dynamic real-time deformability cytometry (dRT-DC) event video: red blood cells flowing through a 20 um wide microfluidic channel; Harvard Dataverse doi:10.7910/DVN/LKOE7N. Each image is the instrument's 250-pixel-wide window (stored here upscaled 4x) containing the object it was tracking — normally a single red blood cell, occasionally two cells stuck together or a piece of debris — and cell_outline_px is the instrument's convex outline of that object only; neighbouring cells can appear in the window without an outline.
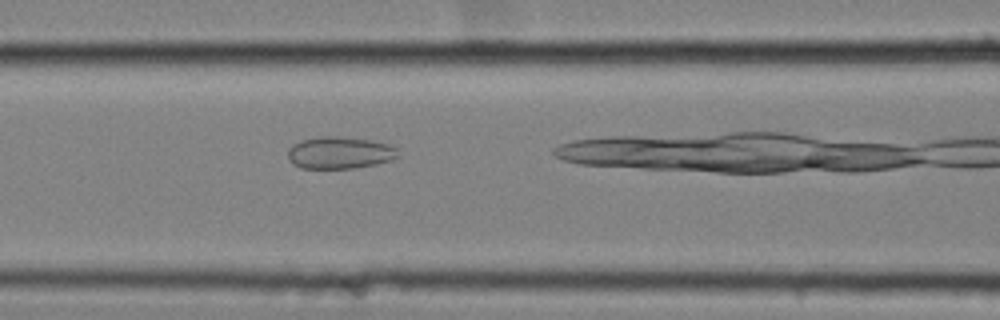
{"species": "common noctule bat (a hibernating species)", "species_latin": "Nyctalus noctula", "temperature_condition": "cold", "stored_images_in_passage": 27, "camera_frame_rate_fps": 3000, "um_per_image_px": 0.085, "animal": {"sex": "female", "body_mass_g": 25.1}, "frame": {"image": 1, "passage_image": 5, "time_ms": 1.333, "image_size_px": [1000, 320], "cell_outline_px": [[400, 156], [392, 160], [376, 164], [352, 168], [300, 168], [292, 164], [288, 160], [288, 148], [292, 144], [300, 140], [320, 136], [336, 136], [372, 140], [388, 144], [396, 148]], "centroid_in_image_um": [28.85, 12.98], "position_along_channel_um": 137.7, "area_um2": 20.81}}
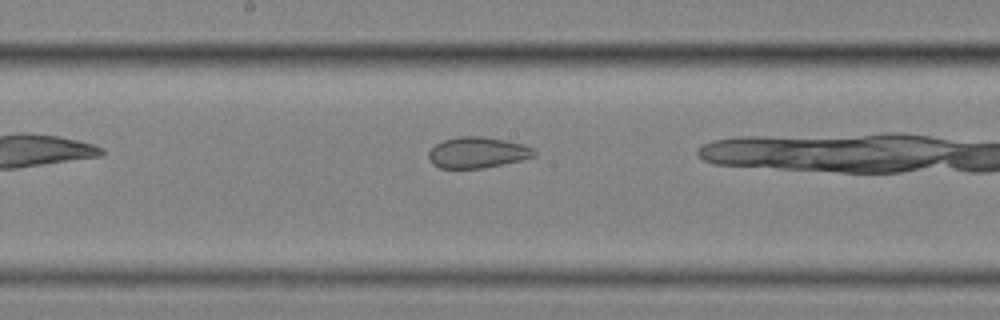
{"frame": {"image": 2, "passage_image": 11, "time_ms": 3.333, "image_size_px": [1000, 320], "cell_outline_px": [[536, 156], [520, 160], [484, 168], [440, 168], [432, 164], [428, 156], [428, 152], [436, 144], [444, 140], [460, 136], [480, 136], [508, 140], [524, 144], [532, 148], [536, 152]], "centroid_in_image_um": [40.59, 12.96], "position_along_channel_um": 207.6, "area_um2": 19.07}}
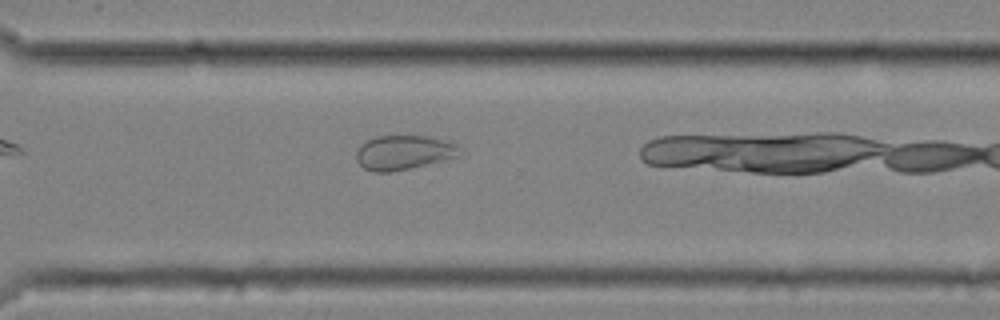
{"frame": {"image": 3, "passage_image": 22, "time_ms": 7.0, "image_size_px": [1000, 320], "cell_outline_px": [[464, 152], [460, 156], [408, 168], [388, 172], [376, 172], [364, 168], [356, 160], [356, 152], [360, 144], [376, 136], [428, 136], [452, 140], [460, 144]], "centroid_in_image_um": [34.4, 12.93], "position_along_channel_um": 336.2, "area_um2": 21.04}}